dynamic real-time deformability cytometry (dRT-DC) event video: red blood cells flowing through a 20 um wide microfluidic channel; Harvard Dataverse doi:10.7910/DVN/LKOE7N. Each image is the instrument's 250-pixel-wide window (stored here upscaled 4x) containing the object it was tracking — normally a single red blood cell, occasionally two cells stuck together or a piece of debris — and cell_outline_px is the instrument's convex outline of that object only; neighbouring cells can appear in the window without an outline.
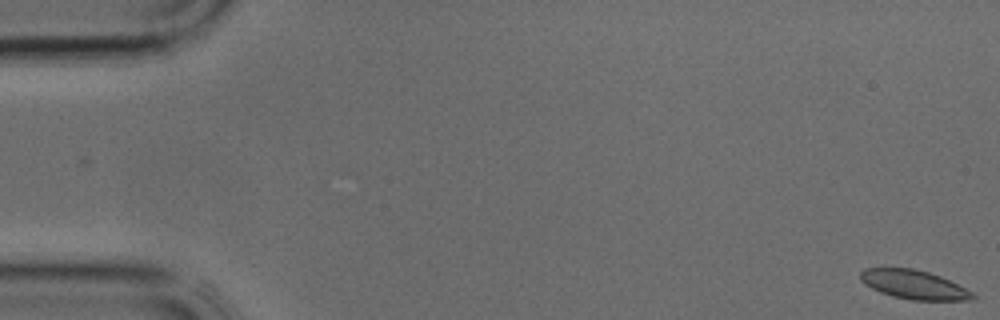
{"species": "common noctule bat (a hibernating species)", "species_latin": "Nyctalus noctula", "temperature_condition": "cold", "stored_images_in_passage": 39, "camera_frame_rate_fps": 3000, "um_per_image_px": 0.085, "animal": {"sex": "male", "body_mass_g": 17.9, "forearm_length_mm": 54.2}, "frame": {"image": 1, "passage_image": 1, "time_ms": 0.0, "image_size_px": [1000, 320], "cell_outline_px": [[976, 296], [972, 300], [912, 300], [892, 296], [880, 292], [864, 284], [860, 280], [860, 272], [864, 268], [912, 268], [928, 272], [940, 276], [972, 292]], "centroid_in_image_um": [77.64, 24.19], "position_along_channel_um": 7.4, "area_um2": 18.79}}
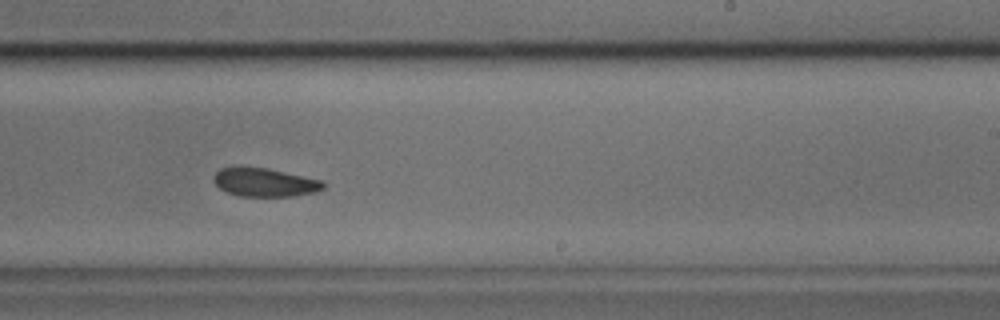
{"frame": {"image": 2, "passage_image": 24, "time_ms": 7.667, "image_size_px": [1000, 320], "cell_outline_px": [[328, 184], [324, 188], [312, 192], [292, 196], [240, 196], [228, 192], [220, 188], [212, 180], [212, 176], [220, 168], [240, 164], [268, 168], [324, 180]], "centroid_in_image_um": [22.47, 15.45], "position_along_channel_um": 266.5, "area_um2": 18.79}}
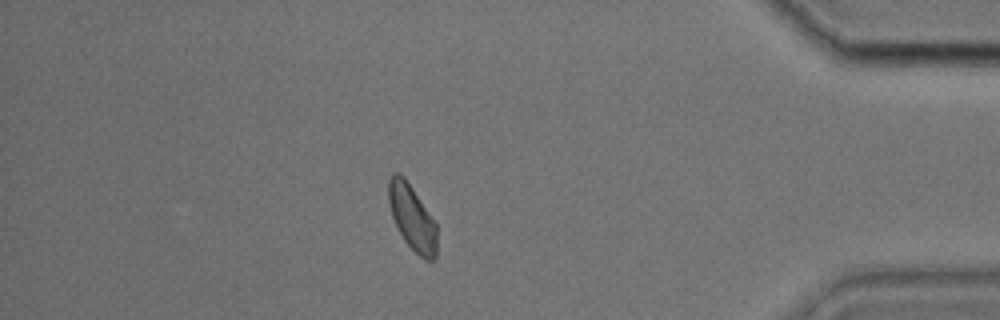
{"frame": {"image": 3, "passage_image": 34, "time_ms": 11.0, "image_size_px": [1000, 320], "cell_outline_px": [[436, 260], [428, 260], [420, 256], [404, 240], [392, 216], [388, 200], [388, 180], [392, 172], [400, 172], [404, 176], [436, 224]], "centroid_in_image_um": [35.01, 18.46], "position_along_channel_um": 400.2, "area_um2": 18.09}}